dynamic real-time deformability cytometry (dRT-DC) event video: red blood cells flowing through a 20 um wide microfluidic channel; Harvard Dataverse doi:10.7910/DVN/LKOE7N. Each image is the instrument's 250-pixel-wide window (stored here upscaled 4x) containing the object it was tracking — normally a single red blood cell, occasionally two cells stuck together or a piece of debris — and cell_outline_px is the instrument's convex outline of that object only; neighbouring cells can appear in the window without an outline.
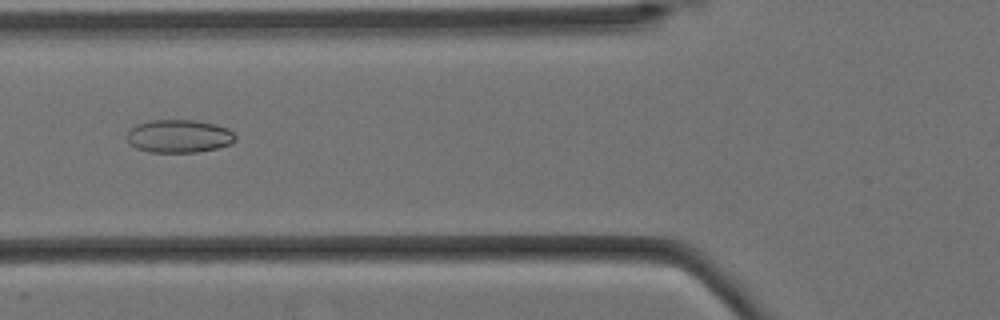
{"species": "Egyptian fruit bat (a non-hibernating species)", "species_latin": "Rousettus aegyptiacus", "temperature_condition": "cold", "stored_images_in_passage": 7, "camera_frame_rate_fps": 3000, "um_per_image_px": 0.085, "animal": {"sex": "female"}, "frame": {"image": 1, "passage_image": 6, "time_ms": 1.667, "image_size_px": [1000, 320], "cell_outline_px": [[236, 140], [232, 144], [216, 148], [196, 152], [148, 152], [136, 148], [128, 144], [128, 132], [136, 124], [148, 120], [196, 120], [216, 124], [228, 128], [236, 136]], "centroid_in_image_um": [15.22, 11.57], "position_along_channel_um": 110.6, "area_um2": 21.04}}